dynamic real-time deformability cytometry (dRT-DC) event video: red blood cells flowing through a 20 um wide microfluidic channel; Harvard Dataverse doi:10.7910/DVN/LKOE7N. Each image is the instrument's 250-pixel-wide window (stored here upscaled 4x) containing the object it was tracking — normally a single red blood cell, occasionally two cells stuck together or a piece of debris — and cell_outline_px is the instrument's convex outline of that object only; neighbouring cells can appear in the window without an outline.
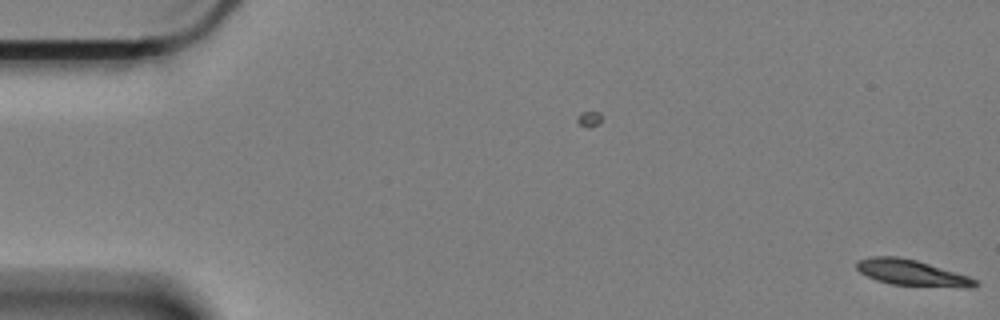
{"species": "Egyptian fruit bat (a non-hibernating species)", "species_latin": "Rousettus aegyptiacus", "temperature_condition": "cold", "stored_images_in_passage": 5, "camera_frame_rate_fps": 3000, "um_per_image_px": 0.085, "animal": {"sex": "female"}, "frame": {"image": 1, "passage_image": 5, "time_ms": 1.333, "image_size_px": [1000, 320], "cell_outline_px": [[980, 284], [972, 288], [964, 288], [892, 284], [876, 280], [860, 272], [856, 268], [856, 264], [860, 260], [872, 256], [896, 256], [916, 260], [956, 272], [968, 276], [976, 280]], "centroid_in_image_um": [77.54, 23.19], "position_along_channel_um": 7.5, "area_um2": 17.8}}